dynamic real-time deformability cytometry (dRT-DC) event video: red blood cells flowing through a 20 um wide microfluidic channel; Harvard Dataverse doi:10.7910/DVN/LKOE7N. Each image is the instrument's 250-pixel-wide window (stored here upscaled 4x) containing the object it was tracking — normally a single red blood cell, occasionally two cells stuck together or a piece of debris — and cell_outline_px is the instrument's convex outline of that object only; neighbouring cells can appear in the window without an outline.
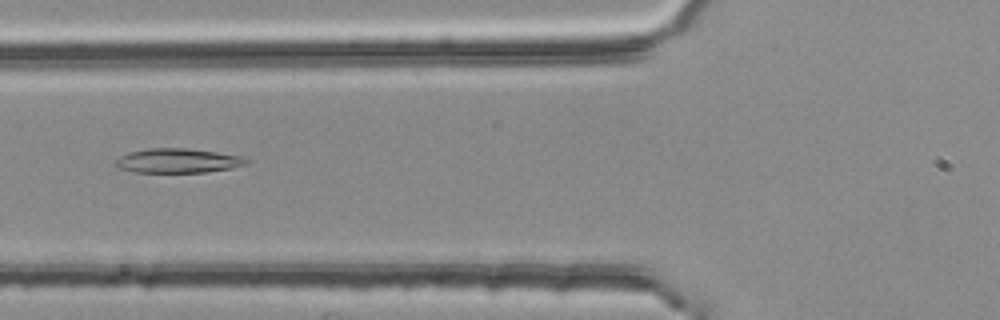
{"species": "common noctule bat (a hibernating species)", "species_latin": "Nyctalus noctula", "temperature_condition": "room temperature", "stored_images_in_passage": 34, "camera_frame_rate_fps": 3000, "um_per_image_px": 0.085, "animal": {"sex": "female", "body_mass_g": 25.1}, "frame": {"image": 1, "passage_image": 5, "time_ms": 1.333, "image_size_px": [1000, 320], "cell_outline_px": [[252, 160], [248, 164], [232, 168], [208, 172], [136, 172], [116, 168], [112, 164], [112, 160], [128, 152], [148, 148], [188, 148], [216, 152], [240, 156]], "centroid_in_image_um": [15.07, 13.66], "position_along_channel_um": 110.7, "area_um2": 18.96}}
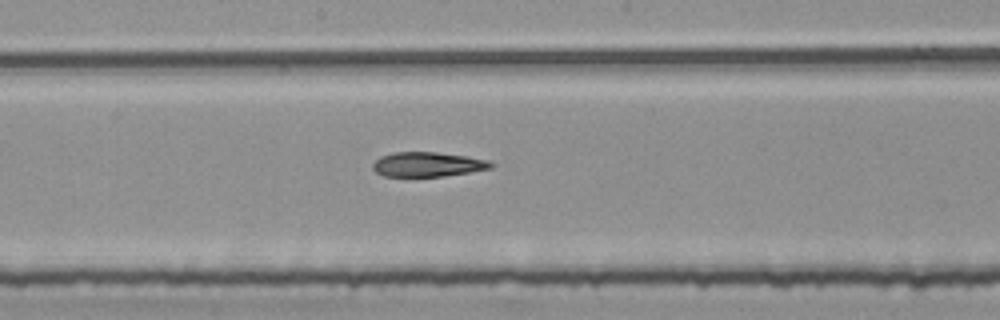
{"frame": {"image": 2, "passage_image": 13, "time_ms": 4.0, "image_size_px": [1000, 320], "cell_outline_px": [[496, 164], [492, 168], [444, 176], [384, 176], [376, 172], [372, 168], [372, 164], [380, 156], [392, 152], [436, 152], [464, 156], [488, 160]], "centroid_in_image_um": [36.34, 13.97], "position_along_channel_um": 211.9, "area_um2": 16.88}}
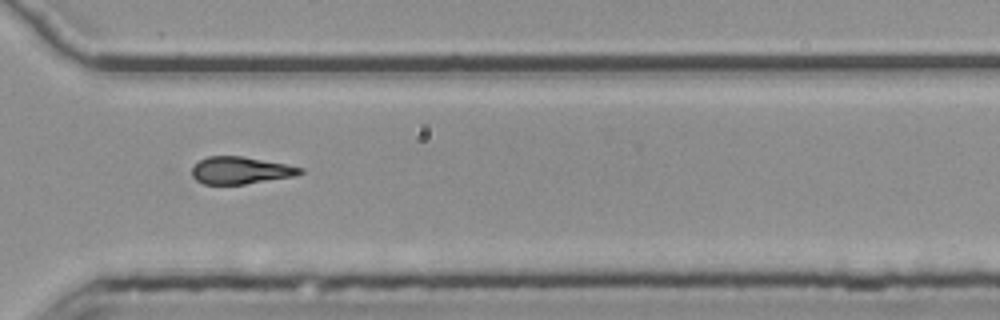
{"frame": {"image": 3, "passage_image": 24, "time_ms": 7.667, "image_size_px": [1000, 320], "cell_outline_px": [[304, 172], [296, 176], [244, 184], [204, 184], [196, 180], [192, 176], [192, 168], [200, 160], [208, 156], [244, 156], [288, 164], [304, 168]], "centroid_in_image_um": [20.49, 14.48], "position_along_channel_um": 350.1, "area_um2": 17.28}, "authors_computed_cell_mechanics": {"area_um2": 18.1203, "velocity_mm_per_s": 3.7807, "shape_relaxation_time_tau1_ms": null, "shape_relaxation_time_tau2_ms": 7.7458, "deformation_change_tau1": null, "deformation_change_tau2": 0.2037}}